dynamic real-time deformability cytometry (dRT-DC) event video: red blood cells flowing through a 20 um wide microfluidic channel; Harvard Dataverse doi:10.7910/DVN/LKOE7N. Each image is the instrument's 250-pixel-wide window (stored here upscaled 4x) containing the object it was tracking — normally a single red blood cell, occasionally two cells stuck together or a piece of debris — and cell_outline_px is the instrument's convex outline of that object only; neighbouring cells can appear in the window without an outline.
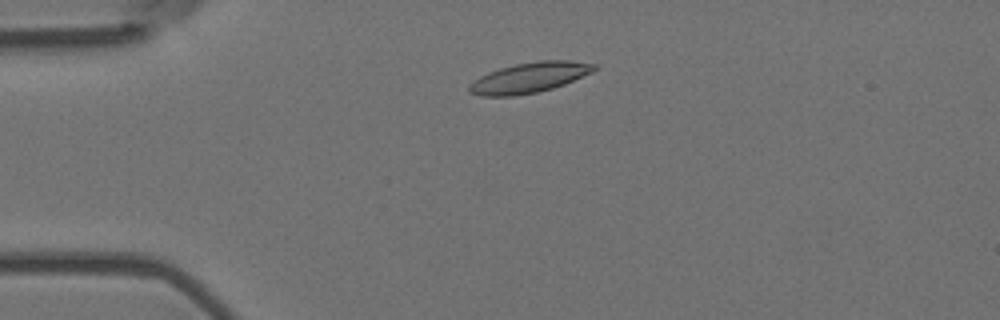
{"species": "Egyptian fruit bat (a non-hibernating species)", "species_latin": "Rousettus aegyptiacus", "temperature_condition": "room temperature", "stored_images_in_passage": 4, "camera_frame_rate_fps": 3000, "um_per_image_px": 0.085, "animal": {"sex": "female"}, "frame": {"image": 1, "passage_image": 3, "time_ms": 0.667, "image_size_px": [1000, 320], "cell_outline_px": [[596, 68], [592, 72], [564, 84], [552, 88], [536, 92], [512, 96], [480, 96], [468, 92], [468, 84], [480, 76], [488, 72], [500, 68], [516, 64], [540, 60], [568, 60], [596, 64]], "centroid_in_image_um": [44.96, 6.6], "position_along_channel_um": 40.0, "area_um2": 21.96}}